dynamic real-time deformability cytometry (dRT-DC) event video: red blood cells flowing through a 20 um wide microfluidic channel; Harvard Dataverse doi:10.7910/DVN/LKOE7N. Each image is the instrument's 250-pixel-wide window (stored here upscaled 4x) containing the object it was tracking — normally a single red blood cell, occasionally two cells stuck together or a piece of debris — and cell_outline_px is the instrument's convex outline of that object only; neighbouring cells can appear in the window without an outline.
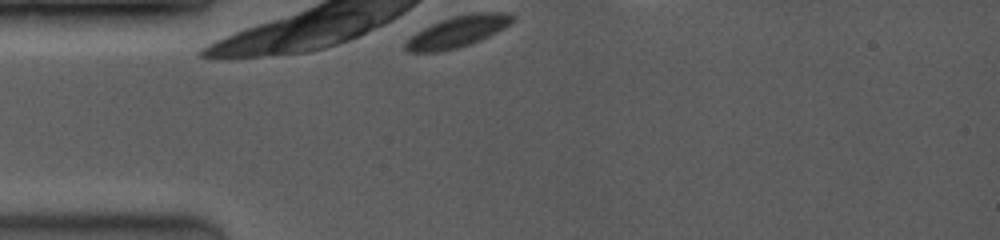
{"species": "common noctule bat (a hibernating species)", "species_latin": "Nyctalus noctula", "temperature_condition": "room temperature", "stored_images_in_passage": 1, "camera_frame_rate_fps": 3500, "um_per_image_px": 0.085, "animal": {"sex": "female", "body_mass_g": 19.0, "forearm_length_mm": 53.3}, "frame": {"image": 1, "passage_image": 1, "time_ms": 0.0, "image_size_px": [1000, 240], "cell_outline_px": [[516, 16], [504, 28], [480, 40], [456, 48], [436, 52], [408, 52], [404, 48], [404, 44], [416, 32], [440, 20], [452, 16], [472, 12], [508, 12]], "centroid_in_image_um": [38.9, 2.67], "position_along_channel_um": 46.1, "area_um2": 19.31}}